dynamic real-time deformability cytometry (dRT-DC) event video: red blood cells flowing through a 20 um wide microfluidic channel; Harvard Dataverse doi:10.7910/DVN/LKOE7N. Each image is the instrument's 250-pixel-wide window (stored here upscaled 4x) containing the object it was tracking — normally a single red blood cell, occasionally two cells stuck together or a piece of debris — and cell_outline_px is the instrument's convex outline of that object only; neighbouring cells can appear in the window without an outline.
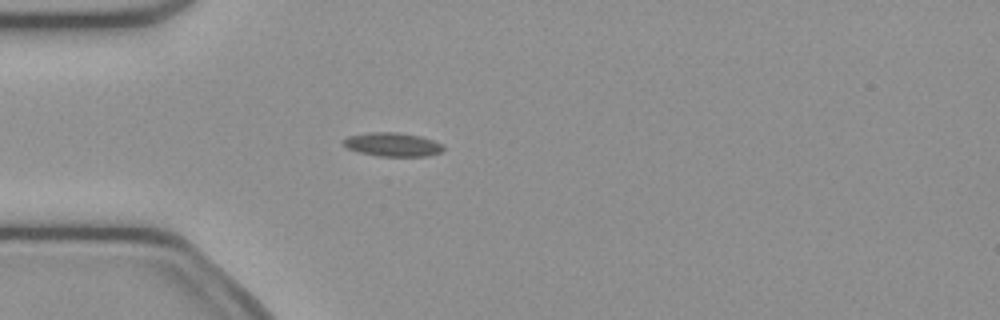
{"species": "common noctule bat (a hibernating species)", "species_latin": "Nyctalus noctula", "temperature_condition": "cold", "stored_images_in_passage": 52, "camera_frame_rate_fps": 3000, "um_per_image_px": 0.085, "animal": {"sex": "female", "body_mass_g": 21.9}, "frame": {"image": 1, "passage_image": 14, "time_ms": 4.333, "image_size_px": [1000, 320], "cell_outline_px": [[444, 148], [440, 152], [428, 156], [376, 156], [360, 152], [348, 148], [344, 144], [344, 140], [348, 136], [372, 132], [396, 132], [420, 136], [432, 140], [440, 144]], "centroid_in_image_um": [33.37, 12.28], "position_along_channel_um": 51.6, "area_um2": 13.58}}
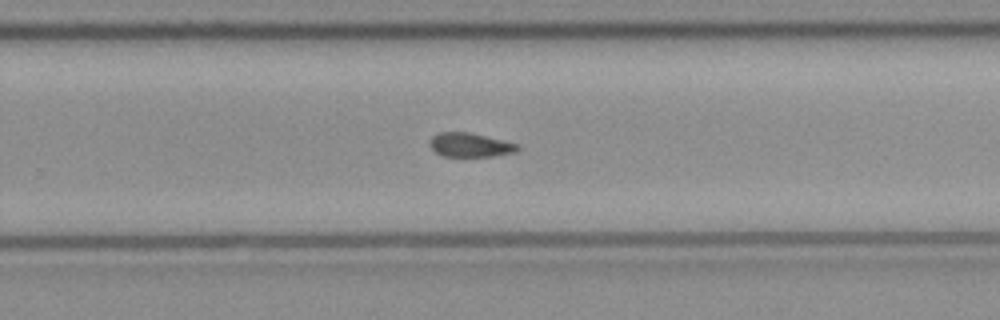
{"frame": {"image": 2, "passage_image": 33, "time_ms": 10.667, "image_size_px": [1000, 320], "cell_outline_px": [[520, 148], [516, 152], [492, 156], [444, 156], [436, 152], [432, 148], [432, 136], [440, 132], [468, 132], [516, 144]], "centroid_in_image_um": [39.97, 12.33], "position_along_channel_um": 289.8, "area_um2": 11.85}}
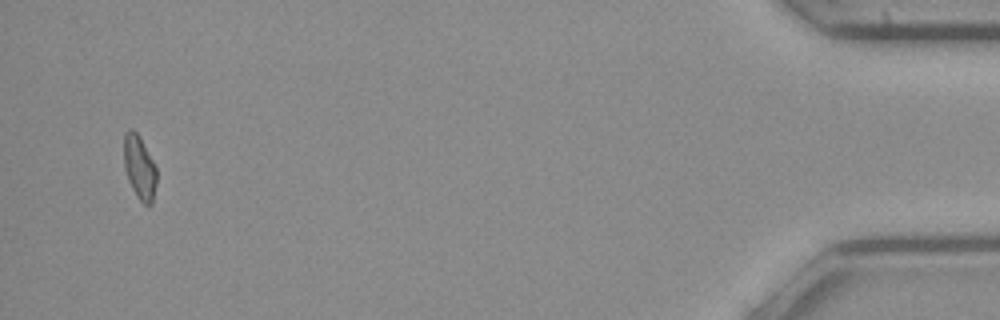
{"frame": {"image": 3, "passage_image": 50, "time_ms": 16.333, "image_size_px": [1000, 320], "cell_outline_px": [[156, 184], [152, 204], [148, 208], [136, 196], [128, 180], [124, 168], [124, 132], [128, 128], [132, 128], [136, 132], [152, 160], [156, 168]], "centroid_in_image_um": [11.84, 14.26], "position_along_channel_um": 423.4, "area_um2": 12.14}, "authors_computed_cell_mechanics": {"area_um2": 12.5715, "velocity_mm_per_s": 3.9031, "shape_relaxation_time_tau1_ms": null, "shape_relaxation_time_tau2_ms": 2.8475, "deformation_change_tau1": null, "deformation_change_tau2": 0.0891}}